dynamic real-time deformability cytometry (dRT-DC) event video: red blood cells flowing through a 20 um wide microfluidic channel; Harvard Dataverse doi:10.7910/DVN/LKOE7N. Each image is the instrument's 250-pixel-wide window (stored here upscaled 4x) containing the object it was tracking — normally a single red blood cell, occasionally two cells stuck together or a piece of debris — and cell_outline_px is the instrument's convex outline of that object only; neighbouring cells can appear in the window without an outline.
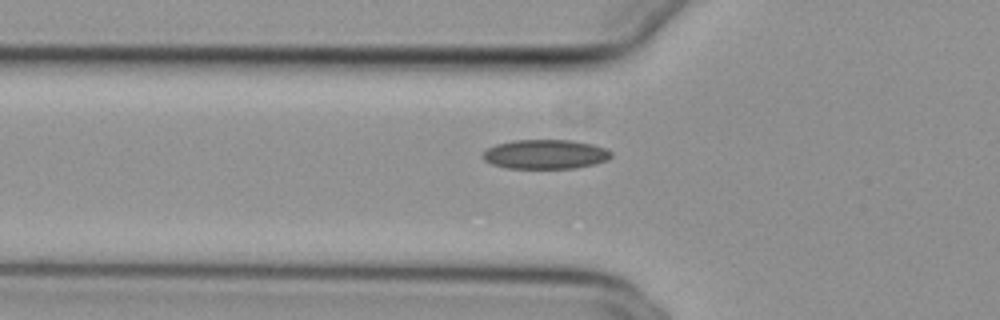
{"species": "common noctule bat (a hibernating species)", "species_latin": "Nyctalus noctula", "temperature_condition": "cold", "stored_images_in_passage": 35, "camera_frame_rate_fps": 3000, "um_per_image_px": 0.085, "animal": {"sex": "female", "body_mass_g": 29.2, "forearm_length_mm": 56.3}, "frame": {"image": 1, "passage_image": 11, "time_ms": 3.333, "image_size_px": [1000, 320], "cell_outline_px": [[612, 156], [608, 160], [592, 164], [572, 168], [504, 168], [492, 164], [484, 160], [480, 156], [488, 148], [496, 144], [512, 140], [572, 140], [592, 144], [604, 148], [612, 152]], "centroid_in_image_um": [46.32, 13.11], "position_along_channel_um": 79.5, "area_um2": 21.96}}
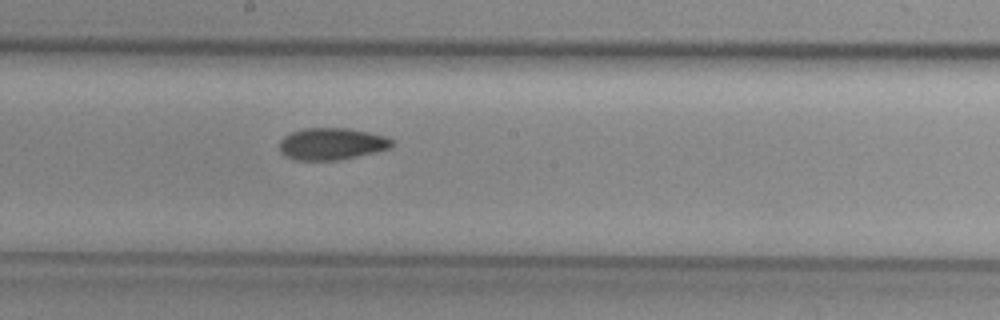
{"frame": {"image": 2, "passage_image": 22, "time_ms": 7.0, "image_size_px": [1000, 320], "cell_outline_px": [[392, 148], [376, 152], [336, 160], [292, 160], [284, 156], [280, 152], [280, 140], [284, 136], [292, 132], [304, 128], [348, 128], [368, 132], [384, 136], [392, 140]], "centroid_in_image_um": [28.16, 12.23], "position_along_channel_um": 220.0, "area_um2": 20.92}}
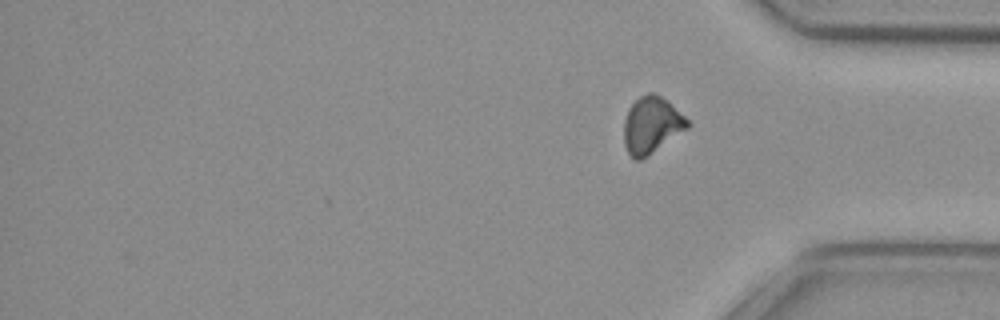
{"frame": {"image": 3, "passage_image": 35, "time_ms": 11.333, "image_size_px": [1000, 320], "cell_outline_px": [[688, 128], [640, 160], [636, 160], [628, 152], [624, 144], [624, 120], [628, 108], [640, 96], [648, 92], [652, 92], [668, 100], [688, 120]], "centroid_in_image_um": [55.36, 10.6], "position_along_channel_um": 379.8, "area_um2": 20.63}, "authors_computed_cell_mechanics": {"area_um2": 20.9236, "velocity_mm_per_s": 3.8252, "shape_relaxation_time_tau1_ms": null, "shape_relaxation_time_tau2_ms": 5.1258, "deformation_change_tau1": null, "deformation_change_tau2": 0.1036}}